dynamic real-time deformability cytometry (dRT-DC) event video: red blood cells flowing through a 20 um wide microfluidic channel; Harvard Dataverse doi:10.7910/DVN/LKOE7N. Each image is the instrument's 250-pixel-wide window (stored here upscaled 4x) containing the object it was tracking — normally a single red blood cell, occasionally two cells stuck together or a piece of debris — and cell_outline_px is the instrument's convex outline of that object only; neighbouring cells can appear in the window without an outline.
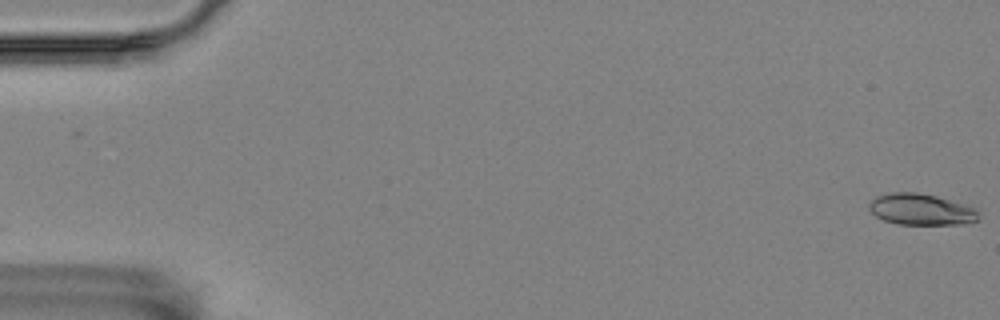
{"species": "Egyptian fruit bat (a non-hibernating species)", "species_latin": "Rousettus aegyptiacus", "temperature_condition": "room temperature", "stored_images_in_passage": 57, "camera_frame_rate_fps": 3000, "um_per_image_px": 0.085, "animal": {"sex": "female"}, "frame": {"image": 1, "passage_image": 1, "time_ms": 0.0, "image_size_px": [1000, 320], "cell_outline_px": [[976, 220], [960, 224], [900, 224], [884, 220], [876, 216], [868, 208], [868, 204], [876, 196], [892, 192], [916, 192], [936, 196], [972, 208], [976, 212]], "centroid_in_image_um": [78.18, 17.79], "position_along_channel_um": 6.8, "area_um2": 19.36}}
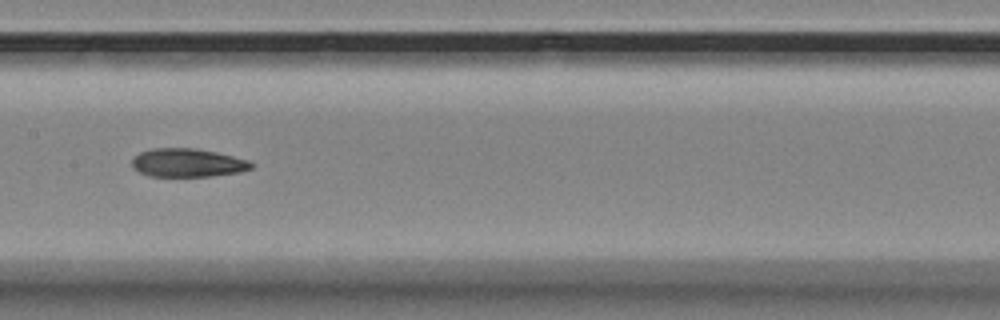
{"frame": {"image": 2, "passage_image": 29, "time_ms": 9.333, "image_size_px": [1000, 320], "cell_outline_px": [[252, 168], [240, 172], [212, 176], [148, 176], [132, 168], [132, 160], [140, 152], [152, 148], [196, 148], [216, 152], [248, 160], [252, 164]], "centroid_in_image_um": [15.92, 13.83], "position_along_channel_um": 191.5, "area_um2": 19.71}}
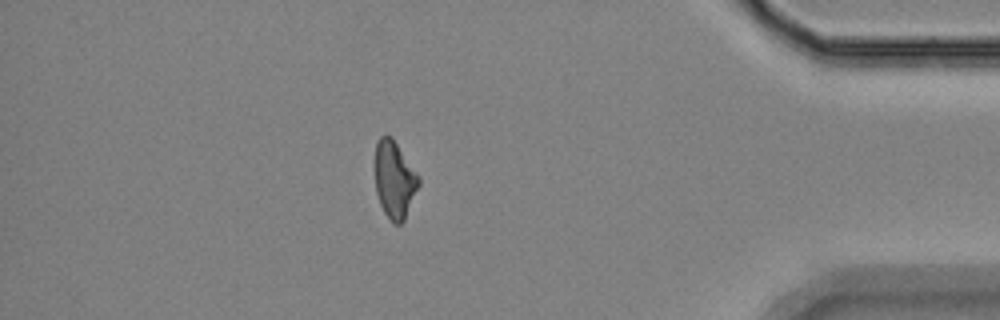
{"frame": {"image": 3, "passage_image": 50, "time_ms": 16.333, "image_size_px": [1000, 320], "cell_outline_px": [[420, 184], [404, 220], [400, 224], [392, 224], [384, 212], [380, 204], [376, 192], [376, 140], [380, 136], [392, 136], [420, 176]], "centroid_in_image_um": [33.55, 15.27], "position_along_channel_um": 401.7, "area_um2": 19.71}, "authors_computed_cell_mechanics": {"area_um2": 19.941, "velocity_mm_per_s": 3.533, "shape_relaxation_time_tau1_ms": 8.5832, "shape_relaxation_time_tau2_ms": 8.9802, "deformation_change_tau1": 0.1957, "deformation_change_tau2": 0.1481}}